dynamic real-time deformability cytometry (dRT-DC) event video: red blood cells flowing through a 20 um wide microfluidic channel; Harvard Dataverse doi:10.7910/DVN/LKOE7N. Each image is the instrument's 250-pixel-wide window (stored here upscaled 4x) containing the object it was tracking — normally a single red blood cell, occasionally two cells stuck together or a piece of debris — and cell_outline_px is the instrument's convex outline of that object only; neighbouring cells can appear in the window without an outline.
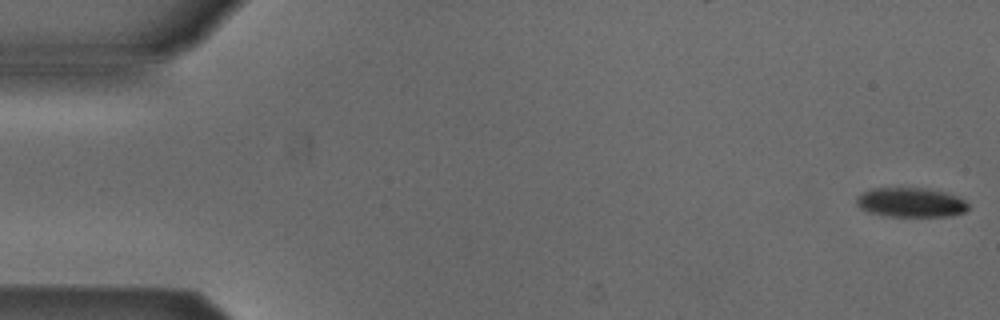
{"species": "Egyptian fruit bat (a non-hibernating species)", "species_latin": "Rousettus aegyptiacus", "temperature_condition": "cold", "stored_images_in_passage": 53, "camera_frame_rate_fps": 3000, "um_per_image_px": 0.085, "animal": {"sex": "male"}, "frame": {"image": 1, "passage_image": 1, "time_ms": 0.0, "image_size_px": [1000, 320], "cell_outline_px": [[968, 208], [964, 212], [952, 216], [884, 216], [868, 212], [860, 208], [856, 204], [856, 196], [872, 188], [924, 188], [944, 192], [956, 196], [964, 200], [968, 204]], "centroid_in_image_um": [77.39, 17.21], "position_along_channel_um": 7.6, "area_um2": 19.19}}
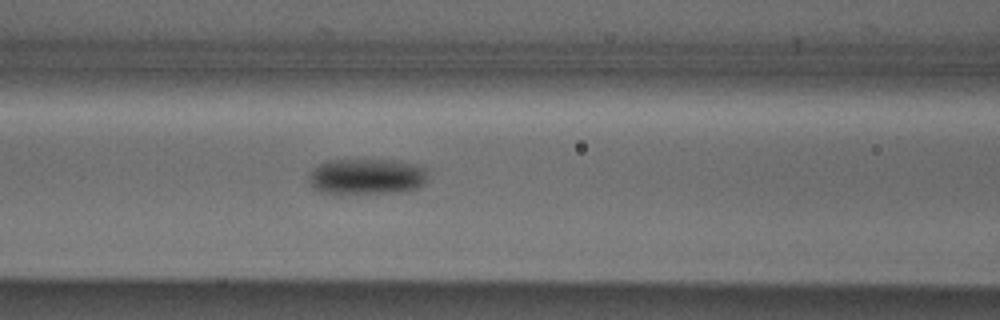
{"frame": {"image": 2, "passage_image": 22, "time_ms": 7.0, "image_size_px": [1000, 320], "cell_outline_px": [[428, 168], [424, 184], [416, 188], [400, 192], [320, 192], [312, 188], [308, 184], [308, 176], [312, 168], [316, 164], [328, 160], [396, 160], [416, 164]], "centroid_in_image_um": [31.14, 14.97], "position_along_channel_um": 135.5, "area_um2": 24.91}}
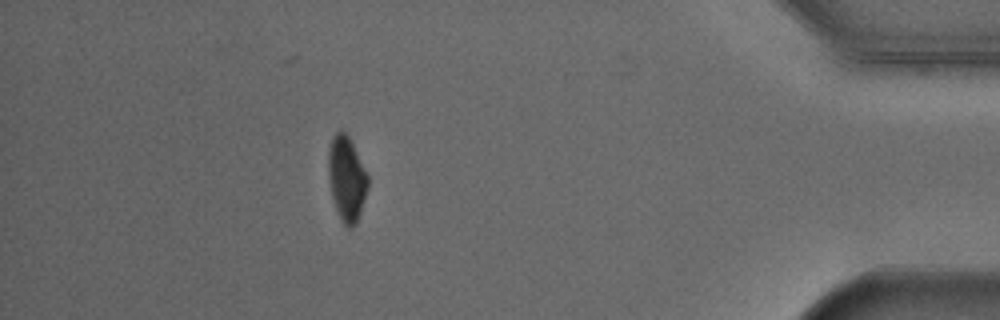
{"frame": {"image": 3, "passage_image": 47, "time_ms": 15.333, "image_size_px": [1000, 320], "cell_outline_px": [[368, 184], [360, 212], [356, 224], [352, 228], [348, 228], [340, 220], [332, 196], [328, 172], [328, 152], [332, 140], [336, 132], [344, 132], [348, 136], [368, 176]], "centroid_in_image_um": [29.45, 15.23], "position_along_channel_um": 405.7, "area_um2": 18.96}, "authors_computed_cell_mechanics": {"area_um2": 22.0796, "velocity_mm_per_s": 3.8735, "shape_relaxation_time_tau1_ms": 3.8515, "shape_relaxation_time_tau2_ms": null, "deformation_change_tau1": 0.1169, "deformation_change_tau2": null}}